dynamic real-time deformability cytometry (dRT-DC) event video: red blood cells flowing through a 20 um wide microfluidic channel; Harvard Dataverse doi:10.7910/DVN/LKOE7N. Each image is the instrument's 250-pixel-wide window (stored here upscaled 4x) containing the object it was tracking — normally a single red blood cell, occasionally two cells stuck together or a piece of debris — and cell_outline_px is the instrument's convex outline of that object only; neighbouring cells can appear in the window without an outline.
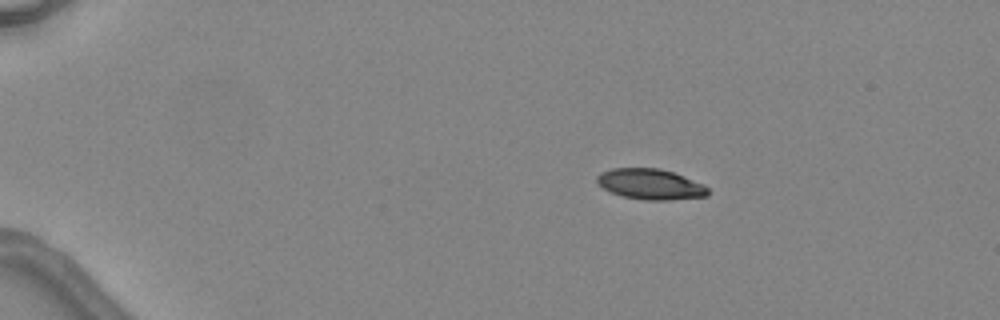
{"species": "common noctule bat (a hibernating species)", "species_latin": "Nyctalus noctula", "temperature_condition": "warm", "stored_images_in_passage": 4, "camera_frame_rate_fps": 3000, "um_per_image_px": 0.085, "animal": {"sex": "female", "body_mass_g": 24.6, "forearm_length_mm": 56.2}, "frame": {"image": 1, "passage_image": 2, "time_ms": 2.333, "image_size_px": [1000, 320], "cell_outline_px": [[708, 196], [668, 200], [644, 200], [624, 196], [612, 192], [604, 188], [596, 180], [596, 176], [600, 172], [612, 168], [660, 168], [684, 176], [704, 184], [708, 188]], "centroid_in_image_um": [55.3, 15.65], "position_along_channel_um": 29.7, "area_um2": 19.71}}